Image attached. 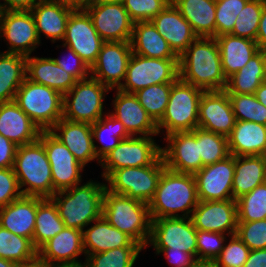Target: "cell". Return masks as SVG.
<instances>
[{"label": "cell", "mask_w": 266, "mask_h": 267, "mask_svg": "<svg viewBox=\"0 0 266 267\" xmlns=\"http://www.w3.org/2000/svg\"><path fill=\"white\" fill-rule=\"evenodd\" d=\"M227 139L230 155L266 154V125L251 121H236Z\"/></svg>", "instance_id": "obj_31"}, {"label": "cell", "mask_w": 266, "mask_h": 267, "mask_svg": "<svg viewBox=\"0 0 266 267\" xmlns=\"http://www.w3.org/2000/svg\"><path fill=\"white\" fill-rule=\"evenodd\" d=\"M162 155L149 166L125 167L114 170L105 180L106 189L149 204L165 169ZM109 186V187H108Z\"/></svg>", "instance_id": "obj_8"}, {"label": "cell", "mask_w": 266, "mask_h": 267, "mask_svg": "<svg viewBox=\"0 0 266 267\" xmlns=\"http://www.w3.org/2000/svg\"><path fill=\"white\" fill-rule=\"evenodd\" d=\"M231 240L225 244L220 255L215 259L218 267H243L247 261L250 249L236 235L230 236Z\"/></svg>", "instance_id": "obj_49"}, {"label": "cell", "mask_w": 266, "mask_h": 267, "mask_svg": "<svg viewBox=\"0 0 266 267\" xmlns=\"http://www.w3.org/2000/svg\"><path fill=\"white\" fill-rule=\"evenodd\" d=\"M15 267H45L39 259L33 260L26 264H17Z\"/></svg>", "instance_id": "obj_61"}, {"label": "cell", "mask_w": 266, "mask_h": 267, "mask_svg": "<svg viewBox=\"0 0 266 267\" xmlns=\"http://www.w3.org/2000/svg\"><path fill=\"white\" fill-rule=\"evenodd\" d=\"M197 229L190 217L151 219L148 245L156 251H184L197 258Z\"/></svg>", "instance_id": "obj_12"}, {"label": "cell", "mask_w": 266, "mask_h": 267, "mask_svg": "<svg viewBox=\"0 0 266 267\" xmlns=\"http://www.w3.org/2000/svg\"><path fill=\"white\" fill-rule=\"evenodd\" d=\"M26 78L57 90L62 95L69 92L77 82L59 67L53 58L26 57Z\"/></svg>", "instance_id": "obj_33"}, {"label": "cell", "mask_w": 266, "mask_h": 267, "mask_svg": "<svg viewBox=\"0 0 266 267\" xmlns=\"http://www.w3.org/2000/svg\"><path fill=\"white\" fill-rule=\"evenodd\" d=\"M113 101L115 112L111 115L120 120L130 136H154L159 134L157 124L147 114L144 107L139 103L134 94L116 90Z\"/></svg>", "instance_id": "obj_25"}, {"label": "cell", "mask_w": 266, "mask_h": 267, "mask_svg": "<svg viewBox=\"0 0 266 267\" xmlns=\"http://www.w3.org/2000/svg\"><path fill=\"white\" fill-rule=\"evenodd\" d=\"M130 44L134 54L147 58L179 59L151 21L133 24Z\"/></svg>", "instance_id": "obj_32"}, {"label": "cell", "mask_w": 266, "mask_h": 267, "mask_svg": "<svg viewBox=\"0 0 266 267\" xmlns=\"http://www.w3.org/2000/svg\"><path fill=\"white\" fill-rule=\"evenodd\" d=\"M243 267H266V249L250 250Z\"/></svg>", "instance_id": "obj_57"}, {"label": "cell", "mask_w": 266, "mask_h": 267, "mask_svg": "<svg viewBox=\"0 0 266 267\" xmlns=\"http://www.w3.org/2000/svg\"><path fill=\"white\" fill-rule=\"evenodd\" d=\"M26 79V56L0 54V103L14 101L17 90Z\"/></svg>", "instance_id": "obj_37"}, {"label": "cell", "mask_w": 266, "mask_h": 267, "mask_svg": "<svg viewBox=\"0 0 266 267\" xmlns=\"http://www.w3.org/2000/svg\"><path fill=\"white\" fill-rule=\"evenodd\" d=\"M84 253L83 231L65 227L38 250V259L45 267H82L77 260Z\"/></svg>", "instance_id": "obj_18"}, {"label": "cell", "mask_w": 266, "mask_h": 267, "mask_svg": "<svg viewBox=\"0 0 266 267\" xmlns=\"http://www.w3.org/2000/svg\"><path fill=\"white\" fill-rule=\"evenodd\" d=\"M94 222L96 224L83 230L85 256L119 247H142L126 233L110 225L103 215Z\"/></svg>", "instance_id": "obj_29"}, {"label": "cell", "mask_w": 266, "mask_h": 267, "mask_svg": "<svg viewBox=\"0 0 266 267\" xmlns=\"http://www.w3.org/2000/svg\"><path fill=\"white\" fill-rule=\"evenodd\" d=\"M204 90L178 78L171 88L166 111L157 123V130L166 129V136L175 132H191L198 127V110Z\"/></svg>", "instance_id": "obj_7"}, {"label": "cell", "mask_w": 266, "mask_h": 267, "mask_svg": "<svg viewBox=\"0 0 266 267\" xmlns=\"http://www.w3.org/2000/svg\"><path fill=\"white\" fill-rule=\"evenodd\" d=\"M224 233L197 230V259L215 260L224 248Z\"/></svg>", "instance_id": "obj_51"}, {"label": "cell", "mask_w": 266, "mask_h": 267, "mask_svg": "<svg viewBox=\"0 0 266 267\" xmlns=\"http://www.w3.org/2000/svg\"><path fill=\"white\" fill-rule=\"evenodd\" d=\"M238 222L266 219V182L236 200Z\"/></svg>", "instance_id": "obj_44"}, {"label": "cell", "mask_w": 266, "mask_h": 267, "mask_svg": "<svg viewBox=\"0 0 266 267\" xmlns=\"http://www.w3.org/2000/svg\"><path fill=\"white\" fill-rule=\"evenodd\" d=\"M235 123L228 93L204 91L199 102L198 127L228 137Z\"/></svg>", "instance_id": "obj_21"}, {"label": "cell", "mask_w": 266, "mask_h": 267, "mask_svg": "<svg viewBox=\"0 0 266 267\" xmlns=\"http://www.w3.org/2000/svg\"><path fill=\"white\" fill-rule=\"evenodd\" d=\"M132 53L130 42H104L96 62L90 68V76L111 90L118 89L121 80L125 79Z\"/></svg>", "instance_id": "obj_19"}, {"label": "cell", "mask_w": 266, "mask_h": 267, "mask_svg": "<svg viewBox=\"0 0 266 267\" xmlns=\"http://www.w3.org/2000/svg\"><path fill=\"white\" fill-rule=\"evenodd\" d=\"M40 133V128L14 101L0 103L1 135L22 146L37 141Z\"/></svg>", "instance_id": "obj_27"}, {"label": "cell", "mask_w": 266, "mask_h": 267, "mask_svg": "<svg viewBox=\"0 0 266 267\" xmlns=\"http://www.w3.org/2000/svg\"><path fill=\"white\" fill-rule=\"evenodd\" d=\"M13 170L23 196H53L51 166L44 145L39 139L17 147ZM26 185L27 188L21 190Z\"/></svg>", "instance_id": "obj_5"}, {"label": "cell", "mask_w": 266, "mask_h": 267, "mask_svg": "<svg viewBox=\"0 0 266 267\" xmlns=\"http://www.w3.org/2000/svg\"><path fill=\"white\" fill-rule=\"evenodd\" d=\"M266 182V163L263 155L235 156L232 185L233 199L251 192Z\"/></svg>", "instance_id": "obj_35"}, {"label": "cell", "mask_w": 266, "mask_h": 267, "mask_svg": "<svg viewBox=\"0 0 266 267\" xmlns=\"http://www.w3.org/2000/svg\"><path fill=\"white\" fill-rule=\"evenodd\" d=\"M109 90L111 89L108 86L91 76L77 81L70 91L63 95L62 118L74 122L95 123L104 114L103 100Z\"/></svg>", "instance_id": "obj_9"}, {"label": "cell", "mask_w": 266, "mask_h": 267, "mask_svg": "<svg viewBox=\"0 0 266 267\" xmlns=\"http://www.w3.org/2000/svg\"><path fill=\"white\" fill-rule=\"evenodd\" d=\"M17 147L0 134V168H13Z\"/></svg>", "instance_id": "obj_54"}, {"label": "cell", "mask_w": 266, "mask_h": 267, "mask_svg": "<svg viewBox=\"0 0 266 267\" xmlns=\"http://www.w3.org/2000/svg\"><path fill=\"white\" fill-rule=\"evenodd\" d=\"M256 42L260 50H266V3L262 10V16L259 22Z\"/></svg>", "instance_id": "obj_58"}, {"label": "cell", "mask_w": 266, "mask_h": 267, "mask_svg": "<svg viewBox=\"0 0 266 267\" xmlns=\"http://www.w3.org/2000/svg\"><path fill=\"white\" fill-rule=\"evenodd\" d=\"M190 219L197 230L234 235L238 225L236 200L199 201Z\"/></svg>", "instance_id": "obj_20"}, {"label": "cell", "mask_w": 266, "mask_h": 267, "mask_svg": "<svg viewBox=\"0 0 266 267\" xmlns=\"http://www.w3.org/2000/svg\"><path fill=\"white\" fill-rule=\"evenodd\" d=\"M179 78L204 91L224 90L227 79L222 71L215 38L197 37L179 56Z\"/></svg>", "instance_id": "obj_1"}, {"label": "cell", "mask_w": 266, "mask_h": 267, "mask_svg": "<svg viewBox=\"0 0 266 267\" xmlns=\"http://www.w3.org/2000/svg\"><path fill=\"white\" fill-rule=\"evenodd\" d=\"M65 227L54 201L51 198L39 197L35 230L32 238L35 248L39 250L47 241L57 235Z\"/></svg>", "instance_id": "obj_38"}, {"label": "cell", "mask_w": 266, "mask_h": 267, "mask_svg": "<svg viewBox=\"0 0 266 267\" xmlns=\"http://www.w3.org/2000/svg\"><path fill=\"white\" fill-rule=\"evenodd\" d=\"M17 264L13 261L0 258V267H15Z\"/></svg>", "instance_id": "obj_62"}, {"label": "cell", "mask_w": 266, "mask_h": 267, "mask_svg": "<svg viewBox=\"0 0 266 267\" xmlns=\"http://www.w3.org/2000/svg\"><path fill=\"white\" fill-rule=\"evenodd\" d=\"M39 140L43 143L51 166L53 195L81 182L84 167L71 151L51 131H41Z\"/></svg>", "instance_id": "obj_14"}, {"label": "cell", "mask_w": 266, "mask_h": 267, "mask_svg": "<svg viewBox=\"0 0 266 267\" xmlns=\"http://www.w3.org/2000/svg\"><path fill=\"white\" fill-rule=\"evenodd\" d=\"M179 59L147 58L132 53L126 70L122 92H135L155 84L174 83L179 78Z\"/></svg>", "instance_id": "obj_10"}, {"label": "cell", "mask_w": 266, "mask_h": 267, "mask_svg": "<svg viewBox=\"0 0 266 267\" xmlns=\"http://www.w3.org/2000/svg\"><path fill=\"white\" fill-rule=\"evenodd\" d=\"M235 156L206 165L194 174L199 201H223L233 199L232 185Z\"/></svg>", "instance_id": "obj_16"}, {"label": "cell", "mask_w": 266, "mask_h": 267, "mask_svg": "<svg viewBox=\"0 0 266 267\" xmlns=\"http://www.w3.org/2000/svg\"><path fill=\"white\" fill-rule=\"evenodd\" d=\"M2 12H3V10H2V7H1V3H0V18H1Z\"/></svg>", "instance_id": "obj_64"}, {"label": "cell", "mask_w": 266, "mask_h": 267, "mask_svg": "<svg viewBox=\"0 0 266 267\" xmlns=\"http://www.w3.org/2000/svg\"><path fill=\"white\" fill-rule=\"evenodd\" d=\"M165 139L169 145L161 148V154L166 168L188 174L202 168L199 140L191 132H175Z\"/></svg>", "instance_id": "obj_22"}, {"label": "cell", "mask_w": 266, "mask_h": 267, "mask_svg": "<svg viewBox=\"0 0 266 267\" xmlns=\"http://www.w3.org/2000/svg\"><path fill=\"white\" fill-rule=\"evenodd\" d=\"M64 1H68L70 3L77 5V6H82L84 3H87L90 0H64Z\"/></svg>", "instance_id": "obj_63"}, {"label": "cell", "mask_w": 266, "mask_h": 267, "mask_svg": "<svg viewBox=\"0 0 266 267\" xmlns=\"http://www.w3.org/2000/svg\"><path fill=\"white\" fill-rule=\"evenodd\" d=\"M105 190V183L90 180L84 185L57 191L51 199L56 204L65 226L83 231L91 222L102 216Z\"/></svg>", "instance_id": "obj_3"}, {"label": "cell", "mask_w": 266, "mask_h": 267, "mask_svg": "<svg viewBox=\"0 0 266 267\" xmlns=\"http://www.w3.org/2000/svg\"><path fill=\"white\" fill-rule=\"evenodd\" d=\"M164 253L168 262L176 267H191L197 258L191 254L180 251H156V254Z\"/></svg>", "instance_id": "obj_55"}, {"label": "cell", "mask_w": 266, "mask_h": 267, "mask_svg": "<svg viewBox=\"0 0 266 267\" xmlns=\"http://www.w3.org/2000/svg\"><path fill=\"white\" fill-rule=\"evenodd\" d=\"M14 102L41 131H49L63 117V95L27 78L17 90Z\"/></svg>", "instance_id": "obj_6"}, {"label": "cell", "mask_w": 266, "mask_h": 267, "mask_svg": "<svg viewBox=\"0 0 266 267\" xmlns=\"http://www.w3.org/2000/svg\"><path fill=\"white\" fill-rule=\"evenodd\" d=\"M49 131L71 151L83 166L90 161L98 160L94 149L91 124L62 118Z\"/></svg>", "instance_id": "obj_24"}, {"label": "cell", "mask_w": 266, "mask_h": 267, "mask_svg": "<svg viewBox=\"0 0 266 267\" xmlns=\"http://www.w3.org/2000/svg\"><path fill=\"white\" fill-rule=\"evenodd\" d=\"M257 100L266 107V81L263 82L255 91L254 94Z\"/></svg>", "instance_id": "obj_59"}, {"label": "cell", "mask_w": 266, "mask_h": 267, "mask_svg": "<svg viewBox=\"0 0 266 267\" xmlns=\"http://www.w3.org/2000/svg\"><path fill=\"white\" fill-rule=\"evenodd\" d=\"M236 235L250 250L266 249V219L238 222Z\"/></svg>", "instance_id": "obj_50"}, {"label": "cell", "mask_w": 266, "mask_h": 267, "mask_svg": "<svg viewBox=\"0 0 266 267\" xmlns=\"http://www.w3.org/2000/svg\"><path fill=\"white\" fill-rule=\"evenodd\" d=\"M21 196L22 193L13 168H0V208Z\"/></svg>", "instance_id": "obj_52"}, {"label": "cell", "mask_w": 266, "mask_h": 267, "mask_svg": "<svg viewBox=\"0 0 266 267\" xmlns=\"http://www.w3.org/2000/svg\"><path fill=\"white\" fill-rule=\"evenodd\" d=\"M143 247H119L89 254L82 267H133Z\"/></svg>", "instance_id": "obj_43"}, {"label": "cell", "mask_w": 266, "mask_h": 267, "mask_svg": "<svg viewBox=\"0 0 266 267\" xmlns=\"http://www.w3.org/2000/svg\"><path fill=\"white\" fill-rule=\"evenodd\" d=\"M219 47L222 71L229 78L243 68L260 50L257 42L248 38L225 34L215 37Z\"/></svg>", "instance_id": "obj_30"}, {"label": "cell", "mask_w": 266, "mask_h": 267, "mask_svg": "<svg viewBox=\"0 0 266 267\" xmlns=\"http://www.w3.org/2000/svg\"><path fill=\"white\" fill-rule=\"evenodd\" d=\"M130 19L135 22L151 21L163 11L171 0H121Z\"/></svg>", "instance_id": "obj_48"}, {"label": "cell", "mask_w": 266, "mask_h": 267, "mask_svg": "<svg viewBox=\"0 0 266 267\" xmlns=\"http://www.w3.org/2000/svg\"><path fill=\"white\" fill-rule=\"evenodd\" d=\"M249 0H216L215 37L231 34L239 12Z\"/></svg>", "instance_id": "obj_47"}, {"label": "cell", "mask_w": 266, "mask_h": 267, "mask_svg": "<svg viewBox=\"0 0 266 267\" xmlns=\"http://www.w3.org/2000/svg\"><path fill=\"white\" fill-rule=\"evenodd\" d=\"M69 52V57L71 61L64 58H53L55 63L61 67L63 70L68 72L76 81L86 79L90 77V67L86 62H84L70 47H67Z\"/></svg>", "instance_id": "obj_53"}, {"label": "cell", "mask_w": 266, "mask_h": 267, "mask_svg": "<svg viewBox=\"0 0 266 267\" xmlns=\"http://www.w3.org/2000/svg\"><path fill=\"white\" fill-rule=\"evenodd\" d=\"M191 267H218L215 260L197 259Z\"/></svg>", "instance_id": "obj_60"}, {"label": "cell", "mask_w": 266, "mask_h": 267, "mask_svg": "<svg viewBox=\"0 0 266 267\" xmlns=\"http://www.w3.org/2000/svg\"><path fill=\"white\" fill-rule=\"evenodd\" d=\"M76 7L64 0H39L30 10L39 40L41 33L52 42L63 40L69 16Z\"/></svg>", "instance_id": "obj_23"}, {"label": "cell", "mask_w": 266, "mask_h": 267, "mask_svg": "<svg viewBox=\"0 0 266 267\" xmlns=\"http://www.w3.org/2000/svg\"><path fill=\"white\" fill-rule=\"evenodd\" d=\"M0 258L16 264L38 259V250L31 239L16 235L0 226Z\"/></svg>", "instance_id": "obj_40"}, {"label": "cell", "mask_w": 266, "mask_h": 267, "mask_svg": "<svg viewBox=\"0 0 266 267\" xmlns=\"http://www.w3.org/2000/svg\"><path fill=\"white\" fill-rule=\"evenodd\" d=\"M173 83L155 84L145 87L134 95L147 114L157 124L165 114Z\"/></svg>", "instance_id": "obj_42"}, {"label": "cell", "mask_w": 266, "mask_h": 267, "mask_svg": "<svg viewBox=\"0 0 266 267\" xmlns=\"http://www.w3.org/2000/svg\"><path fill=\"white\" fill-rule=\"evenodd\" d=\"M153 136H130L120 143L100 161L106 179L114 170L125 167L152 165L162 154Z\"/></svg>", "instance_id": "obj_13"}, {"label": "cell", "mask_w": 266, "mask_h": 267, "mask_svg": "<svg viewBox=\"0 0 266 267\" xmlns=\"http://www.w3.org/2000/svg\"><path fill=\"white\" fill-rule=\"evenodd\" d=\"M198 203L194 174L165 168L149 203V213L151 219L190 217ZM179 212L183 214L179 215Z\"/></svg>", "instance_id": "obj_2"}, {"label": "cell", "mask_w": 266, "mask_h": 267, "mask_svg": "<svg viewBox=\"0 0 266 267\" xmlns=\"http://www.w3.org/2000/svg\"><path fill=\"white\" fill-rule=\"evenodd\" d=\"M62 41H65L64 47H70L90 68L96 62L105 42L82 6H77L71 12Z\"/></svg>", "instance_id": "obj_15"}, {"label": "cell", "mask_w": 266, "mask_h": 267, "mask_svg": "<svg viewBox=\"0 0 266 267\" xmlns=\"http://www.w3.org/2000/svg\"><path fill=\"white\" fill-rule=\"evenodd\" d=\"M191 133L199 140L202 168L230 156L227 137L196 127Z\"/></svg>", "instance_id": "obj_41"}, {"label": "cell", "mask_w": 266, "mask_h": 267, "mask_svg": "<svg viewBox=\"0 0 266 267\" xmlns=\"http://www.w3.org/2000/svg\"><path fill=\"white\" fill-rule=\"evenodd\" d=\"M265 81V53L259 50L243 68L227 78L224 90L228 94H255L256 89Z\"/></svg>", "instance_id": "obj_36"}, {"label": "cell", "mask_w": 266, "mask_h": 267, "mask_svg": "<svg viewBox=\"0 0 266 267\" xmlns=\"http://www.w3.org/2000/svg\"><path fill=\"white\" fill-rule=\"evenodd\" d=\"M266 1L249 0L239 12L231 35L256 41L262 10Z\"/></svg>", "instance_id": "obj_45"}, {"label": "cell", "mask_w": 266, "mask_h": 267, "mask_svg": "<svg viewBox=\"0 0 266 267\" xmlns=\"http://www.w3.org/2000/svg\"><path fill=\"white\" fill-rule=\"evenodd\" d=\"M82 7L105 42H130L134 22L121 0H90Z\"/></svg>", "instance_id": "obj_11"}, {"label": "cell", "mask_w": 266, "mask_h": 267, "mask_svg": "<svg viewBox=\"0 0 266 267\" xmlns=\"http://www.w3.org/2000/svg\"><path fill=\"white\" fill-rule=\"evenodd\" d=\"M105 116L106 115H104V118L102 116L100 120L91 124L93 139L96 138V140L102 143L101 147L99 146L98 148V146L95 145L94 141V149L99 164L100 161L106 156V154L112 151L120 143L121 140L130 137L120 120L113 117L111 114H108L106 117ZM104 135H107L109 136L108 138L112 139L110 141L111 143H106L105 137L107 136Z\"/></svg>", "instance_id": "obj_39"}, {"label": "cell", "mask_w": 266, "mask_h": 267, "mask_svg": "<svg viewBox=\"0 0 266 267\" xmlns=\"http://www.w3.org/2000/svg\"><path fill=\"white\" fill-rule=\"evenodd\" d=\"M3 11H30L39 0H3Z\"/></svg>", "instance_id": "obj_56"}, {"label": "cell", "mask_w": 266, "mask_h": 267, "mask_svg": "<svg viewBox=\"0 0 266 267\" xmlns=\"http://www.w3.org/2000/svg\"><path fill=\"white\" fill-rule=\"evenodd\" d=\"M38 196H21L0 208V226L10 232L31 239L35 230Z\"/></svg>", "instance_id": "obj_28"}, {"label": "cell", "mask_w": 266, "mask_h": 267, "mask_svg": "<svg viewBox=\"0 0 266 267\" xmlns=\"http://www.w3.org/2000/svg\"><path fill=\"white\" fill-rule=\"evenodd\" d=\"M151 22L178 57L197 38L190 23L172 2Z\"/></svg>", "instance_id": "obj_26"}, {"label": "cell", "mask_w": 266, "mask_h": 267, "mask_svg": "<svg viewBox=\"0 0 266 267\" xmlns=\"http://www.w3.org/2000/svg\"><path fill=\"white\" fill-rule=\"evenodd\" d=\"M102 215L110 225L126 233L143 248L148 245L151 229L149 204L106 189Z\"/></svg>", "instance_id": "obj_4"}, {"label": "cell", "mask_w": 266, "mask_h": 267, "mask_svg": "<svg viewBox=\"0 0 266 267\" xmlns=\"http://www.w3.org/2000/svg\"><path fill=\"white\" fill-rule=\"evenodd\" d=\"M236 121L266 125V107L254 94H228Z\"/></svg>", "instance_id": "obj_46"}, {"label": "cell", "mask_w": 266, "mask_h": 267, "mask_svg": "<svg viewBox=\"0 0 266 267\" xmlns=\"http://www.w3.org/2000/svg\"><path fill=\"white\" fill-rule=\"evenodd\" d=\"M197 37L215 38L216 0H171Z\"/></svg>", "instance_id": "obj_34"}, {"label": "cell", "mask_w": 266, "mask_h": 267, "mask_svg": "<svg viewBox=\"0 0 266 267\" xmlns=\"http://www.w3.org/2000/svg\"><path fill=\"white\" fill-rule=\"evenodd\" d=\"M0 36L11 47L5 53L30 56L40 41L30 11H3L0 18Z\"/></svg>", "instance_id": "obj_17"}]
</instances>
